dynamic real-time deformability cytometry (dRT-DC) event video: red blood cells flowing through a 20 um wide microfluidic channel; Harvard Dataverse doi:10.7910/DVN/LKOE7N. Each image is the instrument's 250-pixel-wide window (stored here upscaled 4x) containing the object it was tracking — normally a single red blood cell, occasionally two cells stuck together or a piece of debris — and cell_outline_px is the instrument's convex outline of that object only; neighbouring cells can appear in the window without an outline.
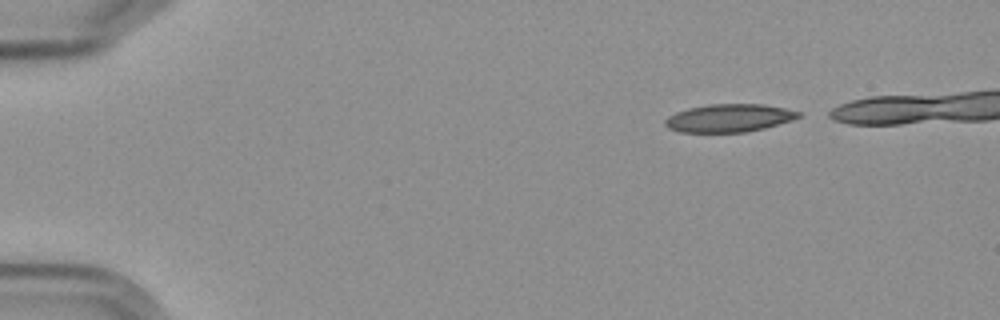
{"species": "Egyptian fruit bat (a non-hibernating species)", "species_latin": "Rousettus aegyptiacus", "temperature_condition": "cold", "stored_images_in_passage": 4, "camera_frame_rate_fps": 3000, "um_per_image_px": 0.085, "frame": {"image": 1, "passage_image": 1, "time_ms": 0.0, "image_size_px": [1000, 320], "cell_outline_px": [[804, 116], [764, 128], [744, 132], [680, 132], [668, 128], [664, 124], [664, 120], [668, 116], [676, 112], [688, 108], [708, 104], [764, 104], [804, 112]], "centroid_in_image_um": [61.99, 10.02], "position_along_channel_um": 23.0, "area_um2": 21.85}}